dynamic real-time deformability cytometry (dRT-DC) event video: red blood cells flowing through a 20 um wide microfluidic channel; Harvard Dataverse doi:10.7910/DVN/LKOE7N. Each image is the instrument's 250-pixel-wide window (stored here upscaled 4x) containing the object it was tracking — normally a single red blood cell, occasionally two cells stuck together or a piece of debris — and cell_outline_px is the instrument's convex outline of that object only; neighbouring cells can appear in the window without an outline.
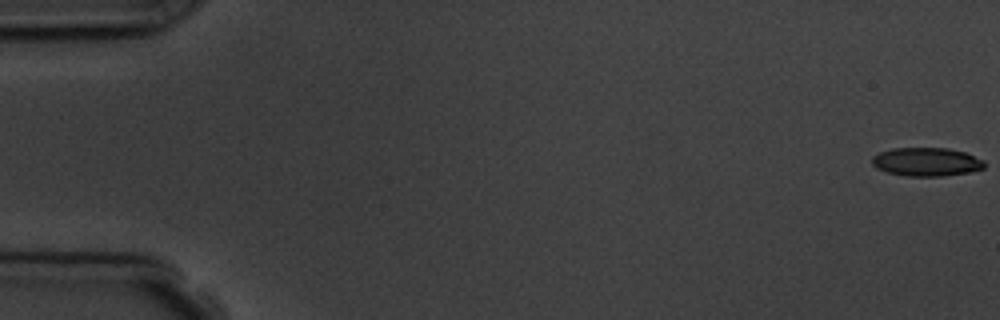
{"species": "common noctule bat (a hibernating species)", "species_latin": "Nyctalus noctula", "temperature_condition": "room temperature", "stored_images_in_passage": 8, "camera_frame_rate_fps": 3000, "um_per_image_px": 0.085, "animal": {"sex": "male", "body_mass_g": 19.5, "forearm_length_mm": 54.6}, "frame": {"image": 1, "passage_image": 1, "time_ms": 0.0, "image_size_px": [1000, 320], "cell_outline_px": [[984, 168], [972, 172], [944, 176], [908, 176], [888, 172], [876, 168], [872, 164], [872, 156], [880, 152], [892, 148], [948, 148], [964, 152], [984, 160]], "centroid_in_image_um": [78.76, 13.76], "position_along_channel_um": 6.2, "area_um2": 18.73}}
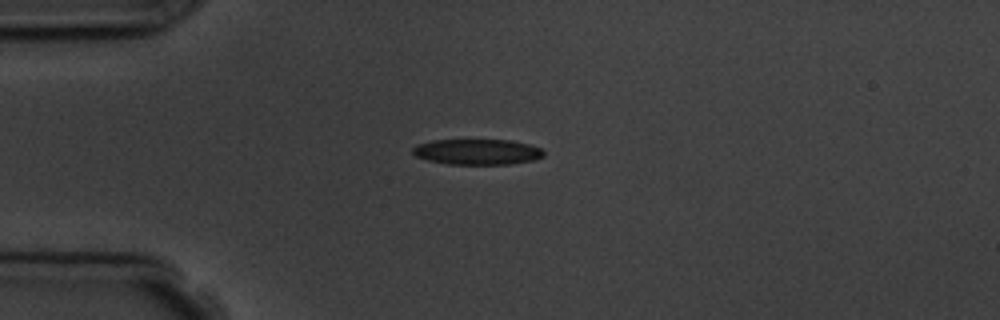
{"frame": {"image": 2, "passage_image": 5, "time_ms": 4.667, "image_size_px": [1000, 320], "cell_outline_px": [[544, 156], [536, 160], [512, 164], [448, 164], [428, 160], [416, 156], [412, 152], [412, 148], [416, 144], [432, 140], [512, 140], [528, 144], [540, 148], [544, 152]], "centroid_in_image_um": [40.58, 12.91], "position_along_channel_um": 44.4, "area_um2": 19.65}}